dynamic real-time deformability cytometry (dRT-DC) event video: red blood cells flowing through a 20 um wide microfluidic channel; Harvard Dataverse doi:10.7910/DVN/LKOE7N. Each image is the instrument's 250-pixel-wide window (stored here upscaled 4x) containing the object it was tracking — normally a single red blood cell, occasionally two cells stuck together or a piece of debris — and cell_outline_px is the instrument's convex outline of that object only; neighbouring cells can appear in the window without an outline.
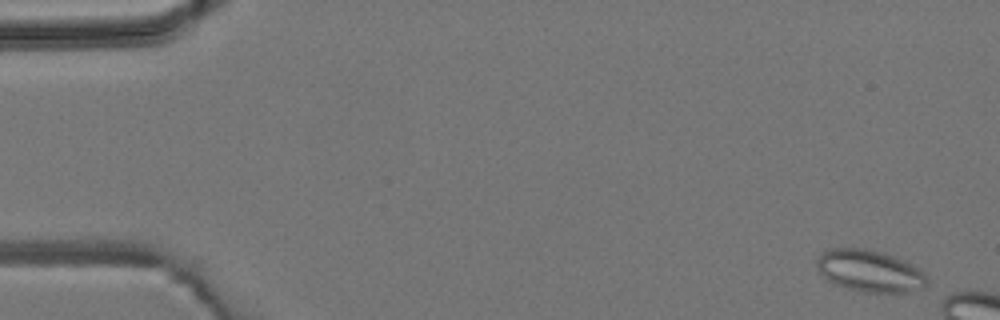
{"species": "common noctule bat (a hibernating species)", "species_latin": "Nyctalus noctula", "temperature_condition": "room temperature", "stored_images_in_passage": 8, "segment_of_instrument_passage": [1, 2], "camera_frame_rate_fps": 3000, "um_per_image_px": 0.085, "animal": {"sex": "male", "body_mass_g": 19.2, "forearm_length_mm": 51.8}, "frame": {"image": 1, "passage_image": 1, "time_ms": 0.0, "image_size_px": [1000, 320], "cell_outline_px": [[928, 284], [924, 288], [912, 292], [864, 292], [848, 288], [836, 284], [828, 280], [820, 272], [816, 264], [816, 260], [828, 248], [864, 248], [884, 252], [904, 260], [920, 268], [924, 272], [928, 280]], "centroid_in_image_um": [73.98, 23.02], "position_along_channel_um": 11.0, "area_um2": 27.05}}
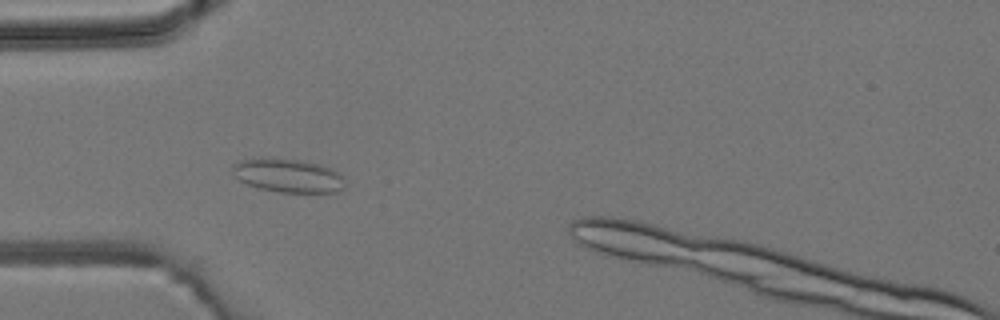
{"frame": {"image": 2, "passage_image": 5, "time_ms": 4.333, "image_size_px": [1000, 320], "cell_outline_px": [[344, 188], [336, 192], [280, 192], [260, 188], [248, 184], [240, 180], [232, 172], [232, 164], [240, 160], [272, 156], [304, 160], [320, 164], [332, 168], [340, 172]], "centroid_in_image_um": [24.47, 14.88], "position_along_channel_um": 60.5, "area_um2": 22.37}}
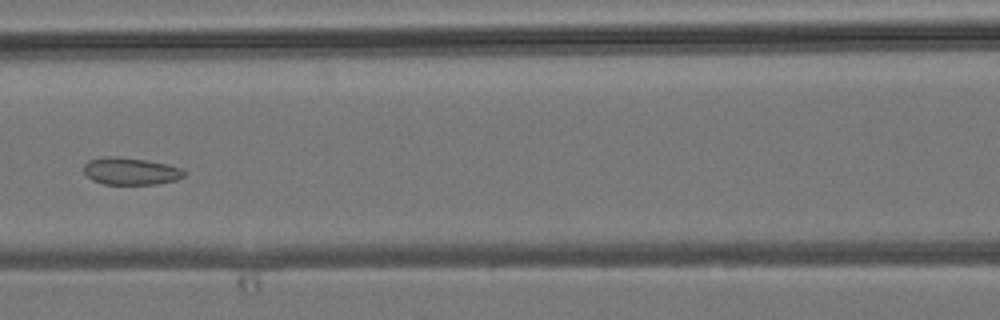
{"frame": {"image": 3, "passage_image": 7, "time_ms": 6.667, "image_size_px": [1000, 320], "cell_outline_px": [[184, 176], [176, 180], [156, 184], [104, 184], [92, 180], [84, 172], [84, 164], [88, 160], [100, 156], [120, 156], [168, 164], [180, 168], [184, 172]], "centroid_in_image_um": [11.06, 14.54], "position_along_channel_um": 155.5, "area_um2": 15.95}}